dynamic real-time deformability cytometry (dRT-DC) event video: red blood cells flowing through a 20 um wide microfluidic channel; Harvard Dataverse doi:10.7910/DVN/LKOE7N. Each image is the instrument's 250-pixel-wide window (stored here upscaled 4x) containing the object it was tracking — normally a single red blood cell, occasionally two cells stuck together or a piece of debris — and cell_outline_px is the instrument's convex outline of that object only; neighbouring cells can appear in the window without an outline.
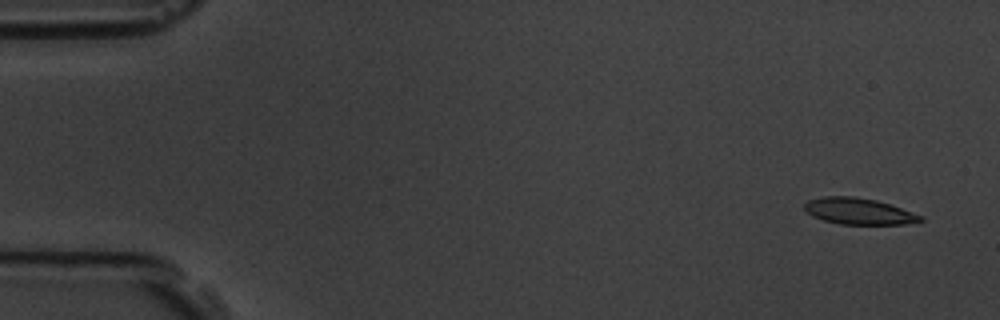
{"species": "common noctule bat (a hibernating species)", "species_latin": "Nyctalus noctula", "temperature_condition": "room temperature", "stored_images_in_passage": 6, "camera_frame_rate_fps": 3000, "um_per_image_px": 0.085, "animal": {"sex": "male", "body_mass_g": 19.5, "forearm_length_mm": 54.6}, "frame": {"image": 1, "passage_image": 1, "time_ms": 0.0, "image_size_px": [1000, 320], "cell_outline_px": [[924, 220], [904, 224], [840, 224], [824, 220], [812, 216], [804, 208], [804, 204], [808, 200], [824, 196], [852, 196], [876, 200], [924, 216]], "centroid_in_image_um": [72.98, 17.95], "position_along_channel_um": 12.0, "area_um2": 17.63}}
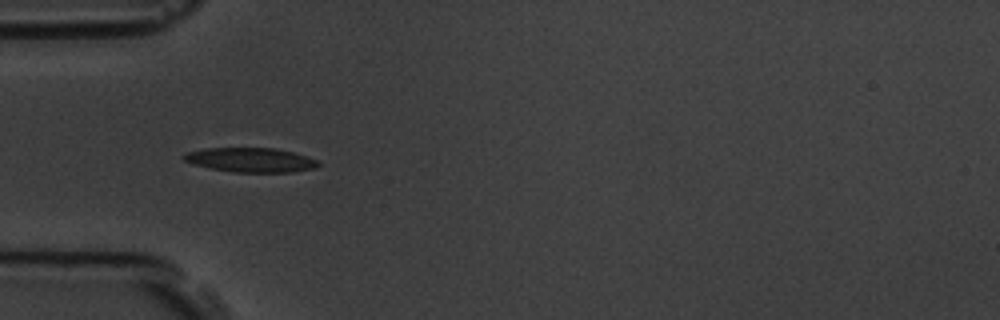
{"frame": {"image": 2, "passage_image": 5, "time_ms": 4.667, "image_size_px": [1000, 320], "cell_outline_px": [[320, 164], [316, 168], [292, 172], [232, 172], [212, 168], [196, 164], [184, 160], [180, 156], [188, 152], [204, 148], [276, 148], [292, 152], [320, 160]], "centroid_in_image_um": [21.35, 13.59], "position_along_channel_um": 63.6, "area_um2": 19.07}}
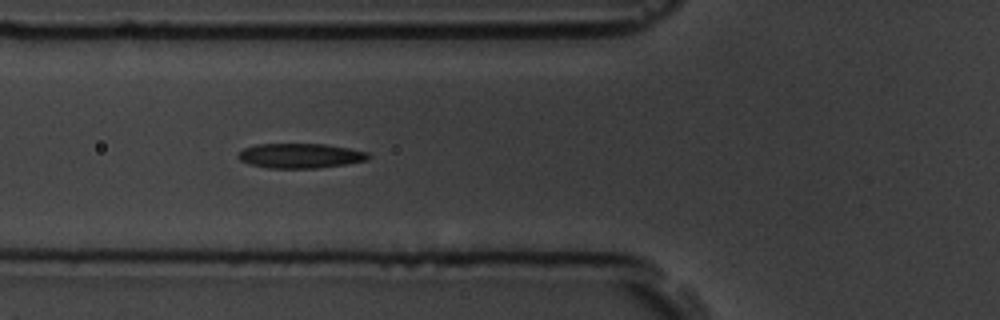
{"frame": {"image": 3, "passage_image": 6, "time_ms": 5.667, "image_size_px": [1000, 320], "cell_outline_px": [[372, 156], [368, 160], [344, 164], [316, 168], [268, 168], [248, 164], [240, 160], [236, 156], [244, 148], [256, 144], [324, 144], [348, 148], [368, 152]], "centroid_in_image_um": [25.51, 13.24], "position_along_channel_um": 100.3, "area_um2": 18.79}}